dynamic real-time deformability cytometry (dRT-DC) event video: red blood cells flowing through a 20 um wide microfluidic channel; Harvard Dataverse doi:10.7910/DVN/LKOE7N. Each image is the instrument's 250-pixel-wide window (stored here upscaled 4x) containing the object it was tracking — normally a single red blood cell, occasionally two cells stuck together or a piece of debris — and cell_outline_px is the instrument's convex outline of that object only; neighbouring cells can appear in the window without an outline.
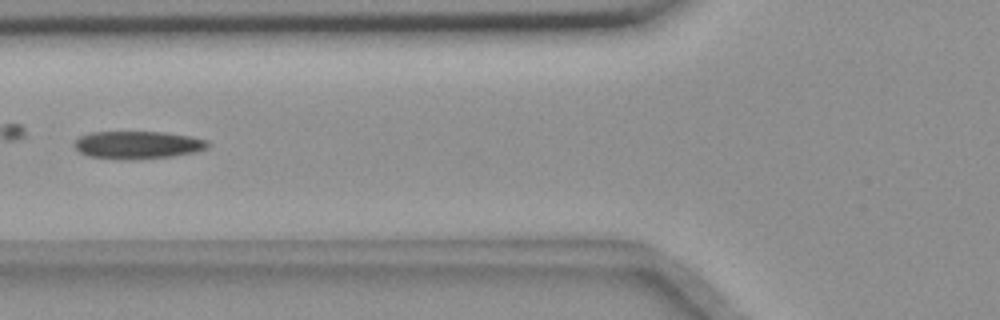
{"species": "common noctule bat (a hibernating species)", "species_latin": "Nyctalus noctula", "temperature_condition": "room temperature", "stored_images_in_passage": 9, "camera_frame_rate_fps": 3000, "um_per_image_px": 0.085, "animal": {"sex": "female", "body_mass_g": 18.4}, "frame": {"image": 1, "passage_image": 4, "time_ms": 4.667, "image_size_px": [1000, 320], "cell_outline_px": [[208, 148], [196, 152], [172, 156], [132, 160], [128, 160], [88, 156], [80, 152], [72, 144], [80, 136], [92, 132], [164, 132], [192, 136], [208, 140]], "centroid_in_image_um": [11.72, 12.32], "position_along_channel_um": 114.1, "area_um2": 21.68}}
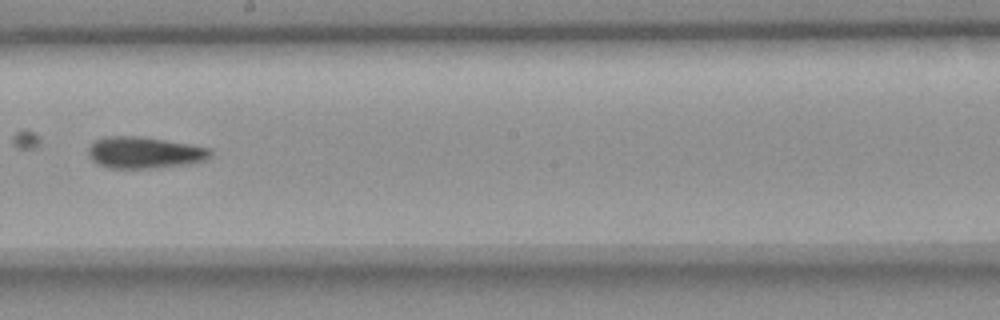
{"frame": {"image": 2, "passage_image": 7, "time_ms": 8.0, "image_size_px": [1000, 320], "cell_outline_px": [[212, 156], [208, 160], [192, 164], [148, 168], [108, 168], [96, 164], [88, 156], [88, 148], [96, 140], [104, 136], [140, 136], [192, 144], [212, 148]], "centroid_in_image_um": [12.33, 12.97], "position_along_channel_um": 235.9, "area_um2": 22.89}}
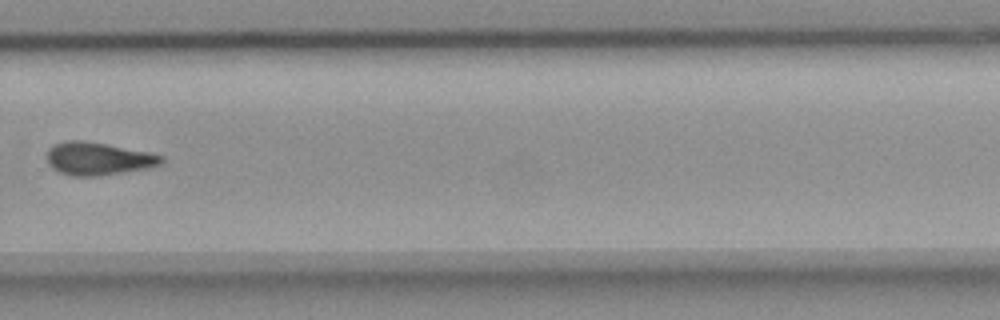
{"frame": {"image": 3, "passage_image": 9, "time_ms": 10.333, "image_size_px": [1000, 320], "cell_outline_px": [[164, 160], [160, 164], [148, 168], [100, 176], [68, 176], [52, 168], [48, 164], [48, 148], [56, 144], [68, 140], [80, 140], [104, 144], [148, 152], [164, 156]], "centroid_in_image_um": [8.33, 13.5], "position_along_channel_um": 321.5, "area_um2": 21.73}}